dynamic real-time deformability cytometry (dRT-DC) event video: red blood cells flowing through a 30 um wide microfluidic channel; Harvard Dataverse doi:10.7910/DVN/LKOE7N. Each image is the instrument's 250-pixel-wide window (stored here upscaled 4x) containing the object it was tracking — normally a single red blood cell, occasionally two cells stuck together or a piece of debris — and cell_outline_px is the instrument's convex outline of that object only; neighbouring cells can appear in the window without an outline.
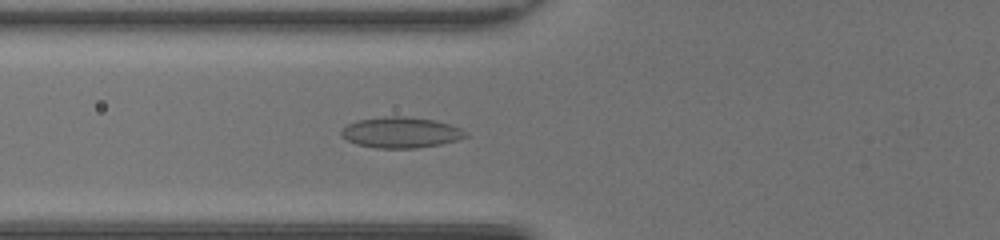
{"species": "common noctule bat (a hibernating species)", "species_latin": "Nyctalus noctula", "temperature_condition": "room temperature", "stored_images_in_passage": 51, "camera_frame_rate_fps": 3000, "um_per_image_px": 0.085, "animal": {"sex": "female", "body_mass_g": 20.0, "forearm_length_mm": 54.0}, "frame": {"image": 1, "passage_image": 22, "time_ms": 7.0, "image_size_px": [1000, 240], "cell_outline_px": [[468, 136], [456, 140], [440, 144], [416, 148], [376, 148], [356, 144], [340, 136], [340, 132], [348, 124], [356, 120], [384, 116], [404, 116], [432, 120], [448, 124], [460, 128], [468, 132]], "centroid_in_image_um": [34.05, 11.26], "position_along_channel_um": 91.8, "area_um2": 22.25}}
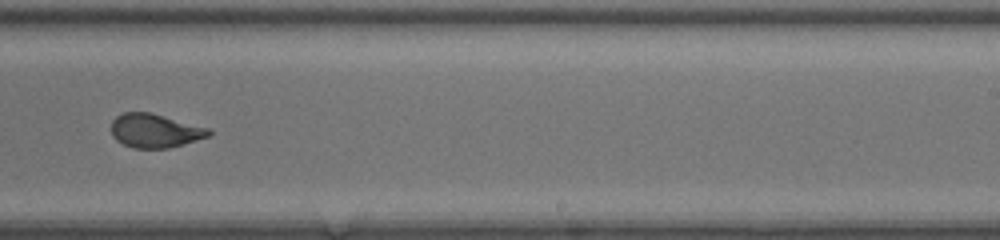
{"frame": {"image": 2, "passage_image": 35, "time_ms": 11.333, "image_size_px": [1000, 240], "cell_outline_px": [[212, 136], [184, 144], [168, 148], [132, 148], [116, 140], [112, 136], [112, 120], [116, 116], [124, 112], [152, 112], [212, 128]], "centroid_in_image_um": [13.23, 11.1], "position_along_channel_um": 275.8, "area_um2": 19.65}}
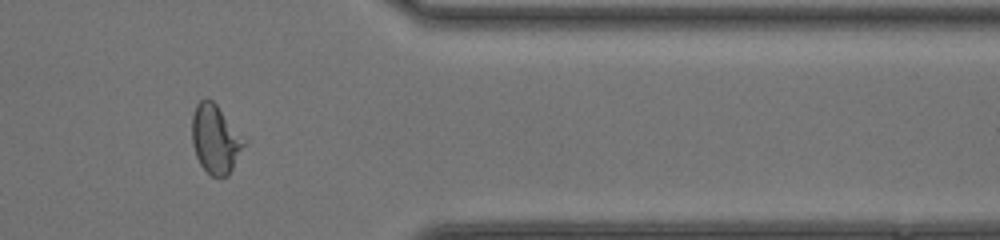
{"frame": {"image": 3, "passage_image": 44, "time_ms": 14.333, "image_size_px": [1000, 240], "cell_outline_px": [[244, 144], [228, 176], [212, 176], [200, 164], [196, 156], [192, 144], [192, 116], [196, 104], [204, 96], [212, 100], [216, 104]], "centroid_in_image_um": [18.21, 11.81], "position_along_channel_um": 393.2, "area_um2": 19.88}, "authors_computed_cell_mechanics": {"area_um2": 21.386, "velocity_mm_per_s": 4.2426, "shape_relaxation_time_tau1_ms": 6.7759, "shape_relaxation_time_tau2_ms": 0.8264, "deformation_change_tau1": 0.184, "deformation_change_tau2": 0.0601}}